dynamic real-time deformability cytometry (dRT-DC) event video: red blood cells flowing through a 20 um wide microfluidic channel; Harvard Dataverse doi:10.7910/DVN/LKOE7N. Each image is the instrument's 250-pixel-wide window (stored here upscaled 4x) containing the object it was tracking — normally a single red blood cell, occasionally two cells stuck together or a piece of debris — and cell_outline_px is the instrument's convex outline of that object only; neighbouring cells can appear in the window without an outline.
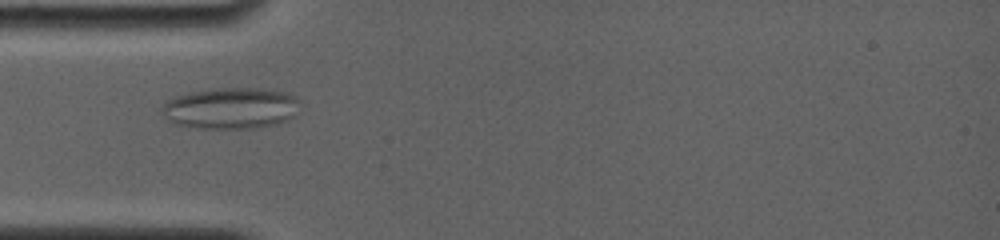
{"species": "common noctule bat (a hibernating species)", "species_latin": "Nyctalus noctula", "temperature_condition": "room temperature", "stored_images_in_passage": 8, "camera_frame_rate_fps": 4000, "um_per_image_px": 0.085, "animal": {"sex": "female", "body_mass_g": 19.0, "forearm_length_mm": 56.7}, "frame": {"image": 1, "passage_image": 6, "time_ms": 4.25, "image_size_px": [1000, 240], "cell_outline_px": [[300, 100], [292, 116], [288, 120], [272, 124], [252, 128], [196, 128], [176, 124], [168, 120], [160, 108], [164, 100], [176, 96], [192, 92], [220, 88], [256, 88], [288, 92], [296, 96]], "centroid_in_image_um": [19.58, 9.19], "position_along_channel_um": 65.4, "area_um2": 33.06}}
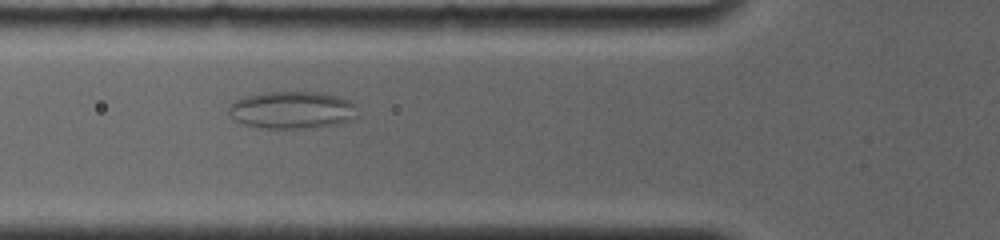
{"frame": {"image": 2, "passage_image": 7, "time_ms": 5.25, "image_size_px": [1000, 240], "cell_outline_px": [[356, 116], [336, 124], [304, 128], [264, 128], [244, 124], [236, 120], [228, 112], [228, 104], [244, 96], [268, 92], [320, 92], [336, 96], [348, 100], [356, 104]], "centroid_in_image_um": [24.79, 9.34], "position_along_channel_um": 101.0, "area_um2": 27.74}}